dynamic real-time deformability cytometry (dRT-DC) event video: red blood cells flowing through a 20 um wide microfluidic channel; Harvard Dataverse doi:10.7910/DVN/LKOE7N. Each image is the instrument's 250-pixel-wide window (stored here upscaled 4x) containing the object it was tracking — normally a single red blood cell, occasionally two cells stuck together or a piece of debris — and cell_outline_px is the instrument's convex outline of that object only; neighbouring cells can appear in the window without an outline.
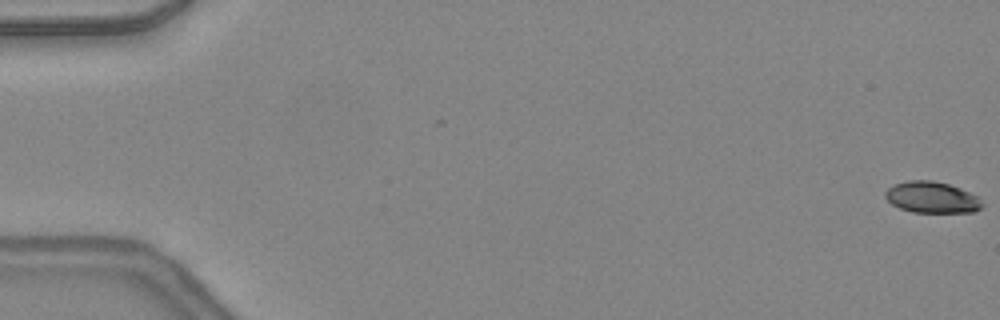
{"species": "common noctule bat (a hibernating species)", "species_latin": "Nyctalus noctula", "temperature_condition": "warm", "stored_images_in_passage": 48, "camera_frame_rate_fps": 3000, "um_per_image_px": 0.085, "animal": {"sex": "female", "body_mass_g": 24.6, "forearm_length_mm": 56.2}, "frame": {"image": 1, "passage_image": 1, "time_ms": 0.0, "image_size_px": [1000, 320], "cell_outline_px": [[984, 204], [980, 208], [972, 212], [912, 212], [900, 208], [892, 204], [884, 196], [884, 192], [888, 188], [896, 184], [908, 180], [932, 180], [948, 184], [960, 188], [976, 196]], "centroid_in_image_um": [79.18, 16.77], "position_along_channel_um": 5.8, "area_um2": 17.51}}
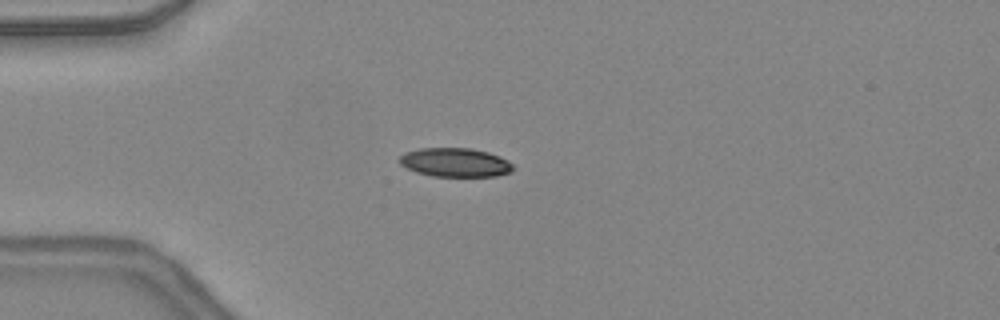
{"frame": {"image": 2, "passage_image": 14, "time_ms": 4.333, "image_size_px": [1000, 320], "cell_outline_px": [[516, 168], [512, 172], [496, 176], [432, 176], [416, 172], [400, 164], [396, 160], [400, 156], [408, 152], [420, 148], [472, 148], [488, 152], [500, 156], [508, 160]], "centroid_in_image_um": [38.72, 13.81], "position_along_channel_um": 46.3, "area_um2": 19.25}}
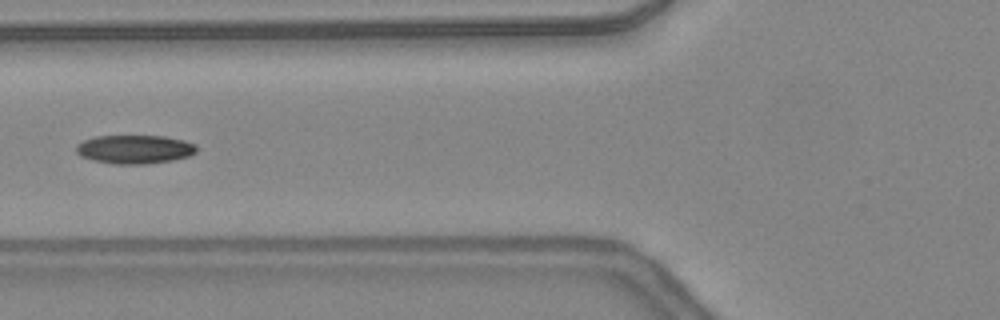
{"frame": {"image": 3, "passage_image": 20, "time_ms": 6.333, "image_size_px": [1000, 320], "cell_outline_px": [[196, 152], [188, 156], [172, 160], [148, 164], [112, 164], [92, 160], [80, 156], [76, 152], [76, 144], [84, 140], [96, 136], [164, 136], [184, 140], [196, 144]], "centroid_in_image_um": [11.43, 12.69], "position_along_channel_um": 114.4, "area_um2": 20.23}, "authors_computed_cell_mechanics": {"area_um2": 19.5364, "velocity_mm_per_s": 4.3999, "shape_relaxation_time_tau1_ms": null, "shape_relaxation_time_tau2_ms": 3.9957, "deformation_change_tau1": null, "deformation_change_tau2": 0.0996}}